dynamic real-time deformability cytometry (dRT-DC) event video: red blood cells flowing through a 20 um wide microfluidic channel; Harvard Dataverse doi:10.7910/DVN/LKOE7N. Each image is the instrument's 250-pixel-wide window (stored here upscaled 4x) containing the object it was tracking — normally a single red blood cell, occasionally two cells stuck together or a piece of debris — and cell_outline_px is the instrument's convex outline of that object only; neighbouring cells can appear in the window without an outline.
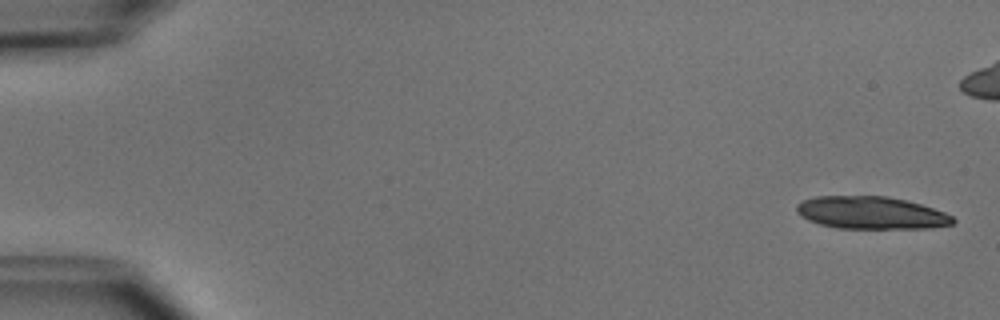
{"species": "common noctule bat (a hibernating species)", "species_latin": "Nyctalus noctula", "temperature_condition": "cold", "stored_images_in_passage": 5, "camera_frame_rate_fps": 3000, "um_per_image_px": 0.085, "animal": {"sex": "male", "body_mass_g": 15.6}, "frame": {"image": 1, "passage_image": 1, "time_ms": 0.0, "image_size_px": [1000, 320], "cell_outline_px": [[956, 220], [952, 224], [928, 228], [836, 228], [820, 224], [808, 220], [796, 212], [796, 204], [800, 200], [816, 196], [888, 196], [920, 204], [944, 212], [952, 216]], "centroid_in_image_um": [74.0, 18.08], "position_along_channel_um": 11.0, "area_um2": 29.59}}